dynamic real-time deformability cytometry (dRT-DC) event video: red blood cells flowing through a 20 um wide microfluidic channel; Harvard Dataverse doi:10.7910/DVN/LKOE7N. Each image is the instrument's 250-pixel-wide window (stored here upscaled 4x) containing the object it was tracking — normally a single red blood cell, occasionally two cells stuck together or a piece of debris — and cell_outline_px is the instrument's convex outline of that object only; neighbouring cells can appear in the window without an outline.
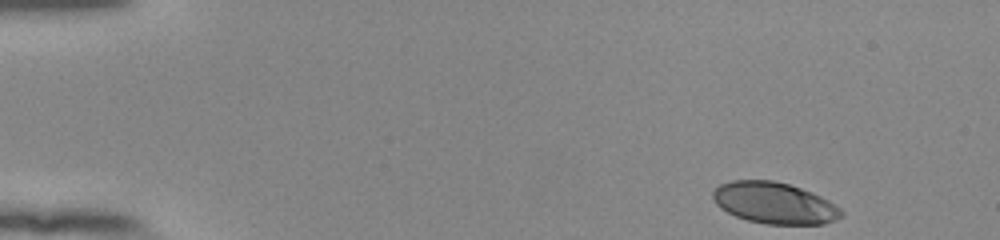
{"species": "human", "species_latin": "Homo sapiens", "temperature_condition": "room temperature", "stored_images_in_passage": 49, "camera_frame_rate_fps": 3000, "um_per_image_px": 0.085, "donor": {"sex": "female"}, "frame": {"image": 1, "passage_image": 1, "time_ms": 0.0, "image_size_px": [1000, 240], "cell_outline_px": [[844, 216], [824, 224], [764, 224], [748, 220], [736, 216], [720, 208], [716, 204], [712, 196], [712, 192], [720, 184], [732, 180], [772, 180], [788, 184], [812, 192], [828, 200], [840, 208], [844, 212]], "centroid_in_image_um": [65.83, 17.26], "position_along_channel_um": 19.2, "area_um2": 30.98}}
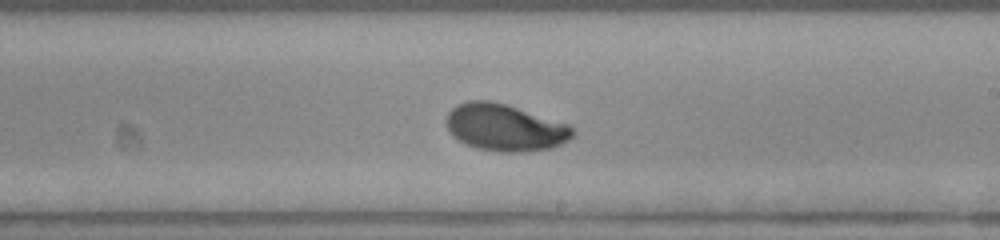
{"frame": {"image": 2, "passage_image": 28, "time_ms": 9.0, "image_size_px": [1000, 240], "cell_outline_px": [[572, 136], [568, 140], [552, 148], [524, 152], [496, 152], [476, 148], [452, 136], [444, 120], [448, 112], [456, 104], [468, 100], [492, 100], [508, 104], [568, 124], [572, 128]], "centroid_in_image_um": [42.88, 10.83], "position_along_channel_um": 246.1, "area_um2": 34.8}}
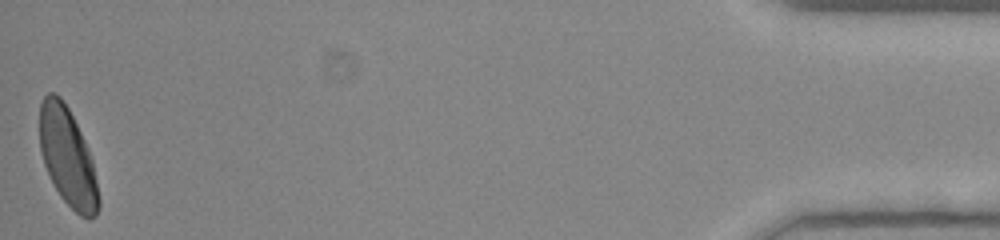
{"frame": {"image": 3, "passage_image": 49, "time_ms": 16.0, "image_size_px": [1000, 240], "cell_outline_px": [[100, 208], [96, 216], [88, 220], [80, 216], [60, 196], [44, 164], [40, 152], [40, 104], [44, 96], [48, 92], [56, 92], [60, 96], [68, 108], [88, 148], [92, 160], [100, 200]], "centroid_in_image_um": [5.76, 13.37], "position_along_channel_um": 429.4, "area_um2": 33.58}, "authors_computed_cell_mechanics": {"area_um2": 33.5818, "velocity_mm_per_s": 3.8641, "shape_relaxation_time_tau1_ms": 2.5725, "shape_relaxation_time_tau2_ms": 1.0978, "deformation_change_tau1": 0.1459, "deformation_change_tau2": 0.0462}}